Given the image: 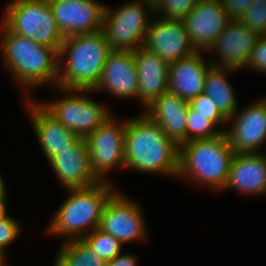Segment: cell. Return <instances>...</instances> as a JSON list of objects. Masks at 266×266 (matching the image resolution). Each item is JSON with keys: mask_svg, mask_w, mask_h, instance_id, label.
I'll return each instance as SVG.
<instances>
[{"mask_svg": "<svg viewBox=\"0 0 266 266\" xmlns=\"http://www.w3.org/2000/svg\"><path fill=\"white\" fill-rule=\"evenodd\" d=\"M202 55V51H197L189 57L169 64V92L188 102L203 93L205 77L212 65Z\"/></svg>", "mask_w": 266, "mask_h": 266, "instance_id": "obj_20", "label": "cell"}, {"mask_svg": "<svg viewBox=\"0 0 266 266\" xmlns=\"http://www.w3.org/2000/svg\"><path fill=\"white\" fill-rule=\"evenodd\" d=\"M29 113L31 125L43 153L49 161L69 148L80 138L66 129L41 104L31 98L24 100Z\"/></svg>", "mask_w": 266, "mask_h": 266, "instance_id": "obj_17", "label": "cell"}, {"mask_svg": "<svg viewBox=\"0 0 266 266\" xmlns=\"http://www.w3.org/2000/svg\"><path fill=\"white\" fill-rule=\"evenodd\" d=\"M153 17V7L138 0L126 1L116 8L105 5L102 31L111 50L134 51L143 47Z\"/></svg>", "mask_w": 266, "mask_h": 266, "instance_id": "obj_7", "label": "cell"}, {"mask_svg": "<svg viewBox=\"0 0 266 266\" xmlns=\"http://www.w3.org/2000/svg\"><path fill=\"white\" fill-rule=\"evenodd\" d=\"M222 131L206 116L199 114L190 106L187 111V142L198 139H210Z\"/></svg>", "mask_w": 266, "mask_h": 266, "instance_id": "obj_26", "label": "cell"}, {"mask_svg": "<svg viewBox=\"0 0 266 266\" xmlns=\"http://www.w3.org/2000/svg\"><path fill=\"white\" fill-rule=\"evenodd\" d=\"M49 5L64 37L102 30L105 5L96 0H49Z\"/></svg>", "mask_w": 266, "mask_h": 266, "instance_id": "obj_14", "label": "cell"}, {"mask_svg": "<svg viewBox=\"0 0 266 266\" xmlns=\"http://www.w3.org/2000/svg\"><path fill=\"white\" fill-rule=\"evenodd\" d=\"M232 20H239L255 0H220Z\"/></svg>", "mask_w": 266, "mask_h": 266, "instance_id": "obj_32", "label": "cell"}, {"mask_svg": "<svg viewBox=\"0 0 266 266\" xmlns=\"http://www.w3.org/2000/svg\"><path fill=\"white\" fill-rule=\"evenodd\" d=\"M82 240L105 262L117 257L122 253L123 244L111 234L96 228Z\"/></svg>", "mask_w": 266, "mask_h": 266, "instance_id": "obj_25", "label": "cell"}, {"mask_svg": "<svg viewBox=\"0 0 266 266\" xmlns=\"http://www.w3.org/2000/svg\"><path fill=\"white\" fill-rule=\"evenodd\" d=\"M189 106L193 110L199 112V114L206 116V118L211 120L222 132L226 131L227 127L224 126H228V119L204 93H201L197 97L191 99L189 101ZM221 126H223L224 129L221 128Z\"/></svg>", "mask_w": 266, "mask_h": 266, "instance_id": "obj_28", "label": "cell"}, {"mask_svg": "<svg viewBox=\"0 0 266 266\" xmlns=\"http://www.w3.org/2000/svg\"><path fill=\"white\" fill-rule=\"evenodd\" d=\"M48 163L64 188L75 189L95 185L100 181L92 173L89 149L84 138H79L69 150L52 157Z\"/></svg>", "mask_w": 266, "mask_h": 266, "instance_id": "obj_18", "label": "cell"}, {"mask_svg": "<svg viewBox=\"0 0 266 266\" xmlns=\"http://www.w3.org/2000/svg\"><path fill=\"white\" fill-rule=\"evenodd\" d=\"M138 1H141L142 3L148 4V5L152 6L153 8L159 2V0H138Z\"/></svg>", "mask_w": 266, "mask_h": 266, "instance_id": "obj_37", "label": "cell"}, {"mask_svg": "<svg viewBox=\"0 0 266 266\" xmlns=\"http://www.w3.org/2000/svg\"><path fill=\"white\" fill-rule=\"evenodd\" d=\"M138 76V101L144 109L168 92L169 64L144 47L134 50Z\"/></svg>", "mask_w": 266, "mask_h": 266, "instance_id": "obj_21", "label": "cell"}, {"mask_svg": "<svg viewBox=\"0 0 266 266\" xmlns=\"http://www.w3.org/2000/svg\"><path fill=\"white\" fill-rule=\"evenodd\" d=\"M248 67V68H247ZM266 73V36H260L253 48L249 61L244 69Z\"/></svg>", "mask_w": 266, "mask_h": 266, "instance_id": "obj_31", "label": "cell"}, {"mask_svg": "<svg viewBox=\"0 0 266 266\" xmlns=\"http://www.w3.org/2000/svg\"><path fill=\"white\" fill-rule=\"evenodd\" d=\"M239 20L259 36H266V0H255Z\"/></svg>", "mask_w": 266, "mask_h": 266, "instance_id": "obj_29", "label": "cell"}, {"mask_svg": "<svg viewBox=\"0 0 266 266\" xmlns=\"http://www.w3.org/2000/svg\"><path fill=\"white\" fill-rule=\"evenodd\" d=\"M7 200L8 199H0V217L4 215L8 210L7 206Z\"/></svg>", "mask_w": 266, "mask_h": 266, "instance_id": "obj_35", "label": "cell"}, {"mask_svg": "<svg viewBox=\"0 0 266 266\" xmlns=\"http://www.w3.org/2000/svg\"><path fill=\"white\" fill-rule=\"evenodd\" d=\"M259 37L240 20H231L205 53L216 51L218 58L209 59L213 67L241 70L246 67Z\"/></svg>", "mask_w": 266, "mask_h": 266, "instance_id": "obj_13", "label": "cell"}, {"mask_svg": "<svg viewBox=\"0 0 266 266\" xmlns=\"http://www.w3.org/2000/svg\"><path fill=\"white\" fill-rule=\"evenodd\" d=\"M55 90L64 97L40 104L66 129L81 138L85 139L114 115L106 105L86 97V94L92 93V90L64 89L57 86Z\"/></svg>", "mask_w": 266, "mask_h": 266, "instance_id": "obj_8", "label": "cell"}, {"mask_svg": "<svg viewBox=\"0 0 266 266\" xmlns=\"http://www.w3.org/2000/svg\"><path fill=\"white\" fill-rule=\"evenodd\" d=\"M111 51L102 30L64 37L58 53L57 87L93 90Z\"/></svg>", "mask_w": 266, "mask_h": 266, "instance_id": "obj_3", "label": "cell"}, {"mask_svg": "<svg viewBox=\"0 0 266 266\" xmlns=\"http://www.w3.org/2000/svg\"><path fill=\"white\" fill-rule=\"evenodd\" d=\"M146 226L139 203L117 190L105 205L98 229L111 234L125 245L146 241Z\"/></svg>", "mask_w": 266, "mask_h": 266, "instance_id": "obj_10", "label": "cell"}, {"mask_svg": "<svg viewBox=\"0 0 266 266\" xmlns=\"http://www.w3.org/2000/svg\"><path fill=\"white\" fill-rule=\"evenodd\" d=\"M0 26L1 58L15 84L23 88L24 99L31 98L35 87H56L59 52L13 33L3 22Z\"/></svg>", "mask_w": 266, "mask_h": 266, "instance_id": "obj_2", "label": "cell"}, {"mask_svg": "<svg viewBox=\"0 0 266 266\" xmlns=\"http://www.w3.org/2000/svg\"><path fill=\"white\" fill-rule=\"evenodd\" d=\"M22 227L20 223L6 212L0 217V249L6 251L17 238H19Z\"/></svg>", "mask_w": 266, "mask_h": 266, "instance_id": "obj_30", "label": "cell"}, {"mask_svg": "<svg viewBox=\"0 0 266 266\" xmlns=\"http://www.w3.org/2000/svg\"><path fill=\"white\" fill-rule=\"evenodd\" d=\"M235 152L225 132L210 139H198L179 145L176 178L222 191L226 185Z\"/></svg>", "mask_w": 266, "mask_h": 266, "instance_id": "obj_4", "label": "cell"}, {"mask_svg": "<svg viewBox=\"0 0 266 266\" xmlns=\"http://www.w3.org/2000/svg\"><path fill=\"white\" fill-rule=\"evenodd\" d=\"M7 187L6 183L4 181V178L2 177V174H0V199H8L7 198Z\"/></svg>", "mask_w": 266, "mask_h": 266, "instance_id": "obj_34", "label": "cell"}, {"mask_svg": "<svg viewBox=\"0 0 266 266\" xmlns=\"http://www.w3.org/2000/svg\"><path fill=\"white\" fill-rule=\"evenodd\" d=\"M228 125L225 133L235 154L262 152L266 142V96L238 108Z\"/></svg>", "mask_w": 266, "mask_h": 266, "instance_id": "obj_11", "label": "cell"}, {"mask_svg": "<svg viewBox=\"0 0 266 266\" xmlns=\"http://www.w3.org/2000/svg\"><path fill=\"white\" fill-rule=\"evenodd\" d=\"M231 20L220 0H200L183 19L191 44L196 51L202 52L216 40Z\"/></svg>", "mask_w": 266, "mask_h": 266, "instance_id": "obj_16", "label": "cell"}, {"mask_svg": "<svg viewBox=\"0 0 266 266\" xmlns=\"http://www.w3.org/2000/svg\"><path fill=\"white\" fill-rule=\"evenodd\" d=\"M189 102L176 94L166 92L143 109L152 121L178 145L187 142V111Z\"/></svg>", "mask_w": 266, "mask_h": 266, "instance_id": "obj_22", "label": "cell"}, {"mask_svg": "<svg viewBox=\"0 0 266 266\" xmlns=\"http://www.w3.org/2000/svg\"><path fill=\"white\" fill-rule=\"evenodd\" d=\"M125 169L177 177L179 145L144 112L126 120Z\"/></svg>", "mask_w": 266, "mask_h": 266, "instance_id": "obj_1", "label": "cell"}, {"mask_svg": "<svg viewBox=\"0 0 266 266\" xmlns=\"http://www.w3.org/2000/svg\"><path fill=\"white\" fill-rule=\"evenodd\" d=\"M111 182L67 189L69 197L59 206L47 232L64 237L65 241L82 239L98 228L107 201L118 190Z\"/></svg>", "mask_w": 266, "mask_h": 266, "instance_id": "obj_5", "label": "cell"}, {"mask_svg": "<svg viewBox=\"0 0 266 266\" xmlns=\"http://www.w3.org/2000/svg\"><path fill=\"white\" fill-rule=\"evenodd\" d=\"M125 131L126 120L112 115L85 138L92 173L100 182H110L107 177L113 169H125Z\"/></svg>", "mask_w": 266, "mask_h": 266, "instance_id": "obj_9", "label": "cell"}, {"mask_svg": "<svg viewBox=\"0 0 266 266\" xmlns=\"http://www.w3.org/2000/svg\"><path fill=\"white\" fill-rule=\"evenodd\" d=\"M224 190L253 196L266 195V153L235 154Z\"/></svg>", "mask_w": 266, "mask_h": 266, "instance_id": "obj_19", "label": "cell"}, {"mask_svg": "<svg viewBox=\"0 0 266 266\" xmlns=\"http://www.w3.org/2000/svg\"><path fill=\"white\" fill-rule=\"evenodd\" d=\"M54 260V266H106L82 239L64 241Z\"/></svg>", "mask_w": 266, "mask_h": 266, "instance_id": "obj_24", "label": "cell"}, {"mask_svg": "<svg viewBox=\"0 0 266 266\" xmlns=\"http://www.w3.org/2000/svg\"><path fill=\"white\" fill-rule=\"evenodd\" d=\"M3 23L13 33L58 52L64 41L49 0H10L4 8Z\"/></svg>", "mask_w": 266, "mask_h": 266, "instance_id": "obj_6", "label": "cell"}, {"mask_svg": "<svg viewBox=\"0 0 266 266\" xmlns=\"http://www.w3.org/2000/svg\"><path fill=\"white\" fill-rule=\"evenodd\" d=\"M107 91L120 99L138 100V76L134 51L112 50L103 66L101 78L92 90Z\"/></svg>", "mask_w": 266, "mask_h": 266, "instance_id": "obj_15", "label": "cell"}, {"mask_svg": "<svg viewBox=\"0 0 266 266\" xmlns=\"http://www.w3.org/2000/svg\"><path fill=\"white\" fill-rule=\"evenodd\" d=\"M143 47L157 54L168 64L197 52L190 42L183 20L166 19L155 15L148 27Z\"/></svg>", "mask_w": 266, "mask_h": 266, "instance_id": "obj_12", "label": "cell"}, {"mask_svg": "<svg viewBox=\"0 0 266 266\" xmlns=\"http://www.w3.org/2000/svg\"><path fill=\"white\" fill-rule=\"evenodd\" d=\"M239 70L225 67H211L205 77L203 93L216 105L219 111L229 119L239 108L235 89L228 81L229 74Z\"/></svg>", "mask_w": 266, "mask_h": 266, "instance_id": "obj_23", "label": "cell"}, {"mask_svg": "<svg viewBox=\"0 0 266 266\" xmlns=\"http://www.w3.org/2000/svg\"><path fill=\"white\" fill-rule=\"evenodd\" d=\"M200 0H159L154 15L166 19L183 20Z\"/></svg>", "mask_w": 266, "mask_h": 266, "instance_id": "obj_27", "label": "cell"}, {"mask_svg": "<svg viewBox=\"0 0 266 266\" xmlns=\"http://www.w3.org/2000/svg\"><path fill=\"white\" fill-rule=\"evenodd\" d=\"M6 251L0 249V266H7L6 265Z\"/></svg>", "mask_w": 266, "mask_h": 266, "instance_id": "obj_36", "label": "cell"}, {"mask_svg": "<svg viewBox=\"0 0 266 266\" xmlns=\"http://www.w3.org/2000/svg\"><path fill=\"white\" fill-rule=\"evenodd\" d=\"M138 258L134 253H121L114 259L106 262V266H138Z\"/></svg>", "mask_w": 266, "mask_h": 266, "instance_id": "obj_33", "label": "cell"}]
</instances>
